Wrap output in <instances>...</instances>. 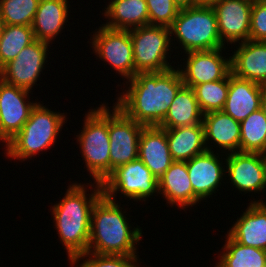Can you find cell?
Masks as SVG:
<instances>
[{"label": "cell", "instance_id": "obj_2", "mask_svg": "<svg viewBox=\"0 0 266 267\" xmlns=\"http://www.w3.org/2000/svg\"><path fill=\"white\" fill-rule=\"evenodd\" d=\"M90 181L86 184L73 181L67 186L65 196L50 207L55 222L54 228L57 229L56 232L58 231V237L65 247L69 262L87 252L91 211L93 205L103 195L102 184ZM88 191L92 192L88 194Z\"/></svg>", "mask_w": 266, "mask_h": 267}, {"label": "cell", "instance_id": "obj_25", "mask_svg": "<svg viewBox=\"0 0 266 267\" xmlns=\"http://www.w3.org/2000/svg\"><path fill=\"white\" fill-rule=\"evenodd\" d=\"M166 137L174 161H188L207 151L203 123L166 129Z\"/></svg>", "mask_w": 266, "mask_h": 267}, {"label": "cell", "instance_id": "obj_3", "mask_svg": "<svg viewBox=\"0 0 266 267\" xmlns=\"http://www.w3.org/2000/svg\"><path fill=\"white\" fill-rule=\"evenodd\" d=\"M119 203L102 195L93 205L87 252L139 256L137 246L143 238L142 229L131 226L126 217V209Z\"/></svg>", "mask_w": 266, "mask_h": 267}, {"label": "cell", "instance_id": "obj_11", "mask_svg": "<svg viewBox=\"0 0 266 267\" xmlns=\"http://www.w3.org/2000/svg\"><path fill=\"white\" fill-rule=\"evenodd\" d=\"M50 47L49 43L35 40L0 70V78L8 84L33 92V86H38L36 82L48 62Z\"/></svg>", "mask_w": 266, "mask_h": 267}, {"label": "cell", "instance_id": "obj_21", "mask_svg": "<svg viewBox=\"0 0 266 267\" xmlns=\"http://www.w3.org/2000/svg\"><path fill=\"white\" fill-rule=\"evenodd\" d=\"M138 158L159 180L174 162L168 147L166 129L159 126L143 127L139 139Z\"/></svg>", "mask_w": 266, "mask_h": 267}, {"label": "cell", "instance_id": "obj_17", "mask_svg": "<svg viewBox=\"0 0 266 267\" xmlns=\"http://www.w3.org/2000/svg\"><path fill=\"white\" fill-rule=\"evenodd\" d=\"M248 204L227 234L244 246L266 250V202L253 197Z\"/></svg>", "mask_w": 266, "mask_h": 267}, {"label": "cell", "instance_id": "obj_34", "mask_svg": "<svg viewBox=\"0 0 266 267\" xmlns=\"http://www.w3.org/2000/svg\"><path fill=\"white\" fill-rule=\"evenodd\" d=\"M249 39L266 41V1L256 0L251 8Z\"/></svg>", "mask_w": 266, "mask_h": 267}, {"label": "cell", "instance_id": "obj_28", "mask_svg": "<svg viewBox=\"0 0 266 267\" xmlns=\"http://www.w3.org/2000/svg\"><path fill=\"white\" fill-rule=\"evenodd\" d=\"M35 40L31 26L5 24L0 34V70Z\"/></svg>", "mask_w": 266, "mask_h": 267}, {"label": "cell", "instance_id": "obj_23", "mask_svg": "<svg viewBox=\"0 0 266 267\" xmlns=\"http://www.w3.org/2000/svg\"><path fill=\"white\" fill-rule=\"evenodd\" d=\"M70 6L68 0H40L31 25L35 39L53 44L67 25Z\"/></svg>", "mask_w": 266, "mask_h": 267}, {"label": "cell", "instance_id": "obj_37", "mask_svg": "<svg viewBox=\"0 0 266 267\" xmlns=\"http://www.w3.org/2000/svg\"><path fill=\"white\" fill-rule=\"evenodd\" d=\"M196 5H205V6H212L213 4L217 3L220 0H195Z\"/></svg>", "mask_w": 266, "mask_h": 267}, {"label": "cell", "instance_id": "obj_22", "mask_svg": "<svg viewBox=\"0 0 266 267\" xmlns=\"http://www.w3.org/2000/svg\"><path fill=\"white\" fill-rule=\"evenodd\" d=\"M263 85L238 78L229 73V90L223 112L236 121L245 120L252 112L260 109Z\"/></svg>", "mask_w": 266, "mask_h": 267}, {"label": "cell", "instance_id": "obj_35", "mask_svg": "<svg viewBox=\"0 0 266 267\" xmlns=\"http://www.w3.org/2000/svg\"><path fill=\"white\" fill-rule=\"evenodd\" d=\"M173 1L178 5L180 9L196 5L195 0H173Z\"/></svg>", "mask_w": 266, "mask_h": 267}, {"label": "cell", "instance_id": "obj_14", "mask_svg": "<svg viewBox=\"0 0 266 267\" xmlns=\"http://www.w3.org/2000/svg\"><path fill=\"white\" fill-rule=\"evenodd\" d=\"M225 155L226 177L229 180L226 183H230L241 194L265 193L266 163L262 153L231 152Z\"/></svg>", "mask_w": 266, "mask_h": 267}, {"label": "cell", "instance_id": "obj_7", "mask_svg": "<svg viewBox=\"0 0 266 267\" xmlns=\"http://www.w3.org/2000/svg\"><path fill=\"white\" fill-rule=\"evenodd\" d=\"M129 32L137 73L161 72L175 67L172 66V62L170 63L171 52L174 50L171 48L170 28L149 24L131 29Z\"/></svg>", "mask_w": 266, "mask_h": 267}, {"label": "cell", "instance_id": "obj_38", "mask_svg": "<svg viewBox=\"0 0 266 267\" xmlns=\"http://www.w3.org/2000/svg\"><path fill=\"white\" fill-rule=\"evenodd\" d=\"M4 26H5V23H4V20L0 14V34L2 33Z\"/></svg>", "mask_w": 266, "mask_h": 267}, {"label": "cell", "instance_id": "obj_30", "mask_svg": "<svg viewBox=\"0 0 266 267\" xmlns=\"http://www.w3.org/2000/svg\"><path fill=\"white\" fill-rule=\"evenodd\" d=\"M192 89L203 115L214 111H222L228 96L229 74L224 79L198 84Z\"/></svg>", "mask_w": 266, "mask_h": 267}, {"label": "cell", "instance_id": "obj_9", "mask_svg": "<svg viewBox=\"0 0 266 267\" xmlns=\"http://www.w3.org/2000/svg\"><path fill=\"white\" fill-rule=\"evenodd\" d=\"M92 51L99 61L108 62L111 69L122 77L123 81L129 80L137 73L135 71L132 40L129 30H115L100 25L91 35Z\"/></svg>", "mask_w": 266, "mask_h": 267}, {"label": "cell", "instance_id": "obj_6", "mask_svg": "<svg viewBox=\"0 0 266 267\" xmlns=\"http://www.w3.org/2000/svg\"><path fill=\"white\" fill-rule=\"evenodd\" d=\"M82 130L76 135L86 170L94 182L103 183L110 175L109 107L102 103L85 114ZM79 134V135H78Z\"/></svg>", "mask_w": 266, "mask_h": 267}, {"label": "cell", "instance_id": "obj_15", "mask_svg": "<svg viewBox=\"0 0 266 267\" xmlns=\"http://www.w3.org/2000/svg\"><path fill=\"white\" fill-rule=\"evenodd\" d=\"M220 153L217 151L215 153V150L206 151L186 161L193 192L201 201L217 193L216 190H219L221 182L227 179L226 165H224L226 158H222L225 155Z\"/></svg>", "mask_w": 266, "mask_h": 267}, {"label": "cell", "instance_id": "obj_8", "mask_svg": "<svg viewBox=\"0 0 266 267\" xmlns=\"http://www.w3.org/2000/svg\"><path fill=\"white\" fill-rule=\"evenodd\" d=\"M102 189L112 201H116L117 193L136 202L159 195L158 180L139 158L113 170L103 181Z\"/></svg>", "mask_w": 266, "mask_h": 267}, {"label": "cell", "instance_id": "obj_36", "mask_svg": "<svg viewBox=\"0 0 266 267\" xmlns=\"http://www.w3.org/2000/svg\"><path fill=\"white\" fill-rule=\"evenodd\" d=\"M260 109L266 117V85L263 86L262 95L260 99Z\"/></svg>", "mask_w": 266, "mask_h": 267}, {"label": "cell", "instance_id": "obj_31", "mask_svg": "<svg viewBox=\"0 0 266 267\" xmlns=\"http://www.w3.org/2000/svg\"><path fill=\"white\" fill-rule=\"evenodd\" d=\"M40 0H0V14L6 25L31 26Z\"/></svg>", "mask_w": 266, "mask_h": 267}, {"label": "cell", "instance_id": "obj_26", "mask_svg": "<svg viewBox=\"0 0 266 267\" xmlns=\"http://www.w3.org/2000/svg\"><path fill=\"white\" fill-rule=\"evenodd\" d=\"M201 112L192 88L183 86L168 108L167 114L159 127L172 129L202 123Z\"/></svg>", "mask_w": 266, "mask_h": 267}, {"label": "cell", "instance_id": "obj_12", "mask_svg": "<svg viewBox=\"0 0 266 267\" xmlns=\"http://www.w3.org/2000/svg\"><path fill=\"white\" fill-rule=\"evenodd\" d=\"M31 91L4 82L0 78V142L10 141L28 121L38 102L30 101Z\"/></svg>", "mask_w": 266, "mask_h": 267}, {"label": "cell", "instance_id": "obj_20", "mask_svg": "<svg viewBox=\"0 0 266 267\" xmlns=\"http://www.w3.org/2000/svg\"><path fill=\"white\" fill-rule=\"evenodd\" d=\"M158 193L171 208L178 206L184 211L201 202L193 192L186 161H174L170 165L158 180Z\"/></svg>", "mask_w": 266, "mask_h": 267}, {"label": "cell", "instance_id": "obj_33", "mask_svg": "<svg viewBox=\"0 0 266 267\" xmlns=\"http://www.w3.org/2000/svg\"><path fill=\"white\" fill-rule=\"evenodd\" d=\"M149 24L170 28L180 8L173 0H146Z\"/></svg>", "mask_w": 266, "mask_h": 267}, {"label": "cell", "instance_id": "obj_19", "mask_svg": "<svg viewBox=\"0 0 266 267\" xmlns=\"http://www.w3.org/2000/svg\"><path fill=\"white\" fill-rule=\"evenodd\" d=\"M238 45V46H236ZM230 56L231 73L238 78L266 85V41H252L235 44Z\"/></svg>", "mask_w": 266, "mask_h": 267}, {"label": "cell", "instance_id": "obj_10", "mask_svg": "<svg viewBox=\"0 0 266 267\" xmlns=\"http://www.w3.org/2000/svg\"><path fill=\"white\" fill-rule=\"evenodd\" d=\"M111 109L109 108L110 174L117 167L138 158L139 139L144 127L129 118L114 103Z\"/></svg>", "mask_w": 266, "mask_h": 267}, {"label": "cell", "instance_id": "obj_24", "mask_svg": "<svg viewBox=\"0 0 266 267\" xmlns=\"http://www.w3.org/2000/svg\"><path fill=\"white\" fill-rule=\"evenodd\" d=\"M108 19L103 25L115 30H131L149 25L146 0H111L102 10Z\"/></svg>", "mask_w": 266, "mask_h": 267}, {"label": "cell", "instance_id": "obj_5", "mask_svg": "<svg viewBox=\"0 0 266 267\" xmlns=\"http://www.w3.org/2000/svg\"><path fill=\"white\" fill-rule=\"evenodd\" d=\"M171 42L182 53L226 47L221 42L217 18L212 6L195 5L181 8L170 27ZM176 38V39H175ZM176 40V42H173Z\"/></svg>", "mask_w": 266, "mask_h": 267}, {"label": "cell", "instance_id": "obj_4", "mask_svg": "<svg viewBox=\"0 0 266 267\" xmlns=\"http://www.w3.org/2000/svg\"><path fill=\"white\" fill-rule=\"evenodd\" d=\"M65 114L51 110L39 101L22 129L4 144L6 157L23 162L52 149L68 121Z\"/></svg>", "mask_w": 266, "mask_h": 267}, {"label": "cell", "instance_id": "obj_13", "mask_svg": "<svg viewBox=\"0 0 266 267\" xmlns=\"http://www.w3.org/2000/svg\"><path fill=\"white\" fill-rule=\"evenodd\" d=\"M224 49V50H223ZM226 47L185 53L181 58L182 65H177L184 86L193 88L195 85L224 79L231 72L230 56L222 54ZM228 57V58H226ZM181 68H180V67Z\"/></svg>", "mask_w": 266, "mask_h": 267}, {"label": "cell", "instance_id": "obj_18", "mask_svg": "<svg viewBox=\"0 0 266 267\" xmlns=\"http://www.w3.org/2000/svg\"><path fill=\"white\" fill-rule=\"evenodd\" d=\"M205 145L207 151L221 153L240 152V122L223 111H214L203 115ZM214 144V145H210ZM220 150H219V149Z\"/></svg>", "mask_w": 266, "mask_h": 267}, {"label": "cell", "instance_id": "obj_39", "mask_svg": "<svg viewBox=\"0 0 266 267\" xmlns=\"http://www.w3.org/2000/svg\"><path fill=\"white\" fill-rule=\"evenodd\" d=\"M263 156H264V160H265V163H266V152L263 153Z\"/></svg>", "mask_w": 266, "mask_h": 267}, {"label": "cell", "instance_id": "obj_32", "mask_svg": "<svg viewBox=\"0 0 266 267\" xmlns=\"http://www.w3.org/2000/svg\"><path fill=\"white\" fill-rule=\"evenodd\" d=\"M80 260L83 261L81 262ZM139 260L138 256L86 252L73 258L69 264L70 266L76 265V267H136L137 264H140L137 262Z\"/></svg>", "mask_w": 266, "mask_h": 267}, {"label": "cell", "instance_id": "obj_16", "mask_svg": "<svg viewBox=\"0 0 266 267\" xmlns=\"http://www.w3.org/2000/svg\"><path fill=\"white\" fill-rule=\"evenodd\" d=\"M252 5L250 0H220L212 5L220 39L224 45L249 40Z\"/></svg>", "mask_w": 266, "mask_h": 267}, {"label": "cell", "instance_id": "obj_1", "mask_svg": "<svg viewBox=\"0 0 266 267\" xmlns=\"http://www.w3.org/2000/svg\"><path fill=\"white\" fill-rule=\"evenodd\" d=\"M125 83L126 89L117 94L114 104L144 126H159L184 86L177 66L161 72H139Z\"/></svg>", "mask_w": 266, "mask_h": 267}, {"label": "cell", "instance_id": "obj_29", "mask_svg": "<svg viewBox=\"0 0 266 267\" xmlns=\"http://www.w3.org/2000/svg\"><path fill=\"white\" fill-rule=\"evenodd\" d=\"M240 152H266V117L261 109L240 122Z\"/></svg>", "mask_w": 266, "mask_h": 267}, {"label": "cell", "instance_id": "obj_27", "mask_svg": "<svg viewBox=\"0 0 266 267\" xmlns=\"http://www.w3.org/2000/svg\"><path fill=\"white\" fill-rule=\"evenodd\" d=\"M215 267H266V250L244 246L225 235Z\"/></svg>", "mask_w": 266, "mask_h": 267}]
</instances>
